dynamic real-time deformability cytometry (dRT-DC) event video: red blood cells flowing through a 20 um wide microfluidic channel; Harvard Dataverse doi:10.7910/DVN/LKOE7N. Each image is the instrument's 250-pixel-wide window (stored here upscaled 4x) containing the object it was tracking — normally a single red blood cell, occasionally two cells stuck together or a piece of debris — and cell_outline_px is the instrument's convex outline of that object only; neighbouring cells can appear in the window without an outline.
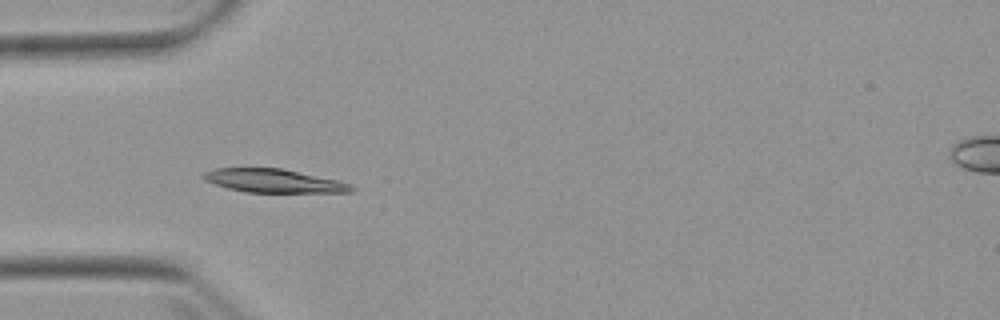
{"species": "Egyptian fruit bat (a non-hibernating species)", "species_latin": "Rousettus aegyptiacus", "temperature_condition": "warm", "stored_images_in_passage": 5, "camera_frame_rate_fps": 3000, "um_per_image_px": 0.085, "animal": {"sex": "female"}, "frame": {"image": 1, "passage_image": 5, "time_ms": 4.667, "image_size_px": [1000, 320], "cell_outline_px": [[356, 188], [352, 192], [244, 192], [228, 188], [204, 180], [200, 176], [204, 172], [212, 168], [280, 168], [340, 180], [352, 184]], "centroid_in_image_um": [23.28, 15.36], "position_along_channel_um": 61.7, "area_um2": 20.35}}